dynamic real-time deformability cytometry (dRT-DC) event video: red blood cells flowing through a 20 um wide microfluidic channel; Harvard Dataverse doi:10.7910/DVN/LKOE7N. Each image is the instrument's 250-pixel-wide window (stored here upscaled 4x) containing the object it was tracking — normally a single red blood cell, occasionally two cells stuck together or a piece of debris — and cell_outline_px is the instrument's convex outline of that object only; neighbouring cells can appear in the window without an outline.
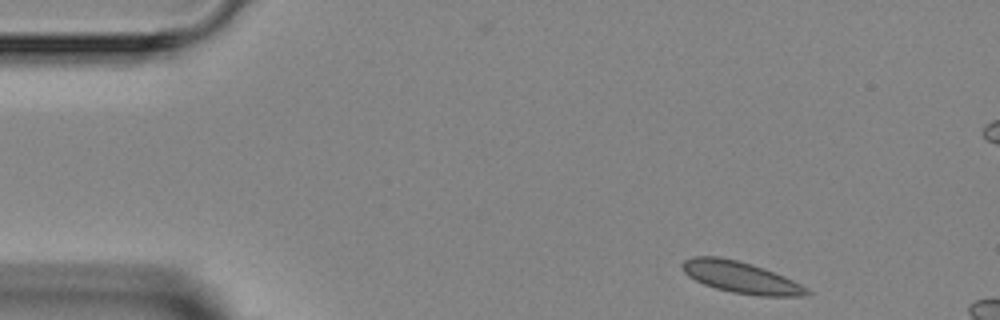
{"species": "Egyptian fruit bat (a non-hibernating species)", "species_latin": "Rousettus aegyptiacus", "temperature_condition": "room temperature", "stored_images_in_passage": 3, "camera_frame_rate_fps": 3000, "um_per_image_px": 0.085, "animal": {"sex": "female"}, "frame": {"image": 1, "passage_image": 1, "time_ms": 0.0, "image_size_px": [1000, 320], "cell_outline_px": [[812, 296], [760, 296], [732, 292], [716, 288], [704, 284], [688, 276], [684, 272], [680, 264], [684, 260], [692, 256], [720, 256], [752, 264], [764, 268], [784, 276], [808, 288], [812, 292]], "centroid_in_image_um": [62.99, 23.57], "position_along_channel_um": 22.0, "area_um2": 23.0}}